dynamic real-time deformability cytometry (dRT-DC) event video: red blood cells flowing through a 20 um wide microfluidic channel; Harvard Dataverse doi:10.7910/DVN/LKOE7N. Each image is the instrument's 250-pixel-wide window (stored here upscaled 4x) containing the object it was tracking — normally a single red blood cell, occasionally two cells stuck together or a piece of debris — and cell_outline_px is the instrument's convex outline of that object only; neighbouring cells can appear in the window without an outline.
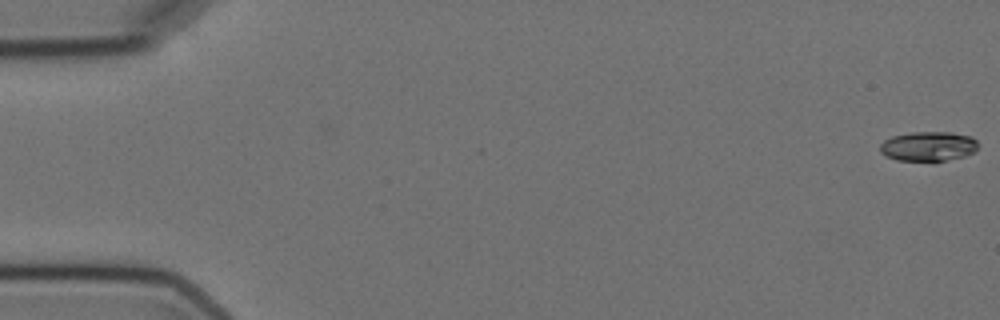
{"species": "Egyptian fruit bat (a non-hibernating species)", "species_latin": "Rousettus aegyptiacus", "temperature_condition": "cold", "stored_images_in_passage": 2, "camera_frame_rate_fps": 3000, "um_per_image_px": 0.085, "animal": {"sex": "female"}, "frame": {"image": 1, "passage_image": 2, "time_ms": 1.333, "image_size_px": [1000, 320], "cell_outline_px": [[976, 152], [964, 156], [932, 164], [896, 160], [880, 152], [880, 144], [884, 140], [892, 136], [912, 132], [952, 132], [972, 136], [976, 140]], "centroid_in_image_um": [78.91, 12.47], "position_along_channel_um": 6.1, "area_um2": 17.57}}